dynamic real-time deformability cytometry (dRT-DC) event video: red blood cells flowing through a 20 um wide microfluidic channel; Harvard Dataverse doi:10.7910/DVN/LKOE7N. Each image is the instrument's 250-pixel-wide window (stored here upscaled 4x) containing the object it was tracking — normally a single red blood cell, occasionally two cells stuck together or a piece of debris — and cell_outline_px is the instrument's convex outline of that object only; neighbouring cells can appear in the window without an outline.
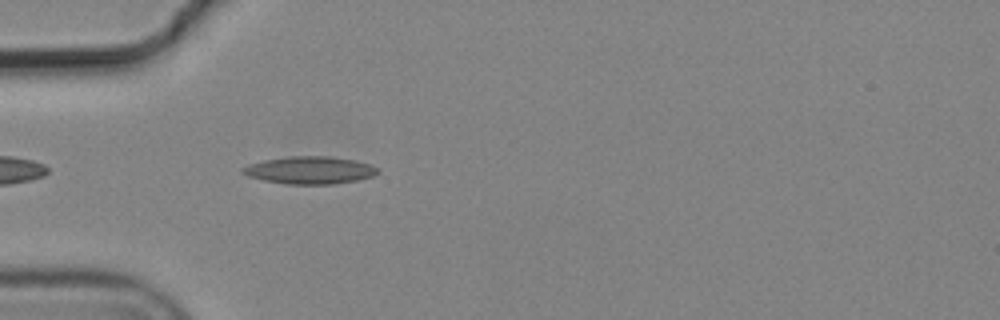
{"species": "common noctule bat (a hibernating species)", "species_latin": "Nyctalus noctula", "temperature_condition": "cold", "stored_images_in_passage": 5, "camera_frame_rate_fps": 3000, "um_per_image_px": 0.085, "animal": {"sex": "male", "body_mass_g": 19.2, "forearm_length_mm": 51.8}, "frame": {"image": 1, "passage_image": 5, "time_ms": 1.333, "image_size_px": [1000, 320], "cell_outline_px": [[380, 172], [372, 176], [356, 180], [332, 184], [284, 184], [264, 180], [248, 176], [240, 172], [240, 168], [248, 164], [264, 160], [288, 156], [328, 156], [356, 160], [368, 164], [376, 168]], "centroid_in_image_um": [26.28, 14.46], "position_along_channel_um": 58.7, "area_um2": 21.62}}